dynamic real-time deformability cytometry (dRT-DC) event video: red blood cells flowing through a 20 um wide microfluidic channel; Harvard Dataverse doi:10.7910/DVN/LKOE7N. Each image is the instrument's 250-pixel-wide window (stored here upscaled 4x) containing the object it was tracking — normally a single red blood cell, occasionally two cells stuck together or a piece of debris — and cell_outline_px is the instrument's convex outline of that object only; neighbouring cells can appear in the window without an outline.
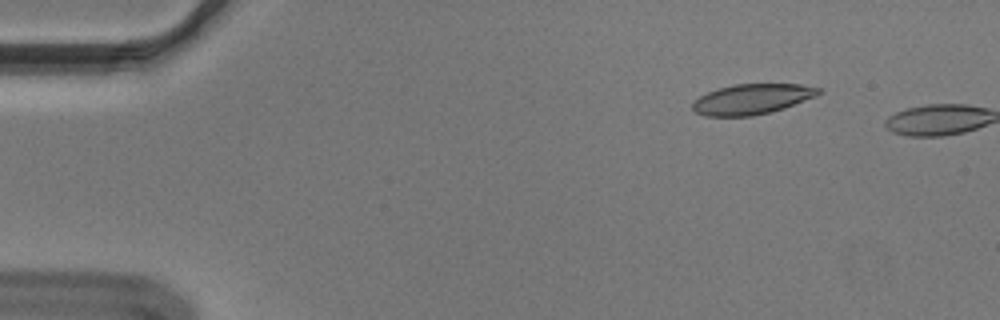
{"species": "Egyptian fruit bat (a non-hibernating species)", "species_latin": "Rousettus aegyptiacus", "temperature_condition": "cold", "stored_images_in_passage": 3, "camera_frame_rate_fps": 3000, "um_per_image_px": 0.085, "animal": {"sex": "male"}, "frame": {"image": 1, "passage_image": 2, "time_ms": 0.333, "image_size_px": [1000, 320], "cell_outline_px": [[820, 92], [816, 96], [784, 108], [752, 116], [704, 116], [696, 112], [692, 108], [692, 104], [700, 96], [708, 92], [720, 88], [736, 84], [800, 84], [820, 88]], "centroid_in_image_um": [63.91, 8.43], "position_along_channel_um": 21.1, "area_um2": 21.96}}